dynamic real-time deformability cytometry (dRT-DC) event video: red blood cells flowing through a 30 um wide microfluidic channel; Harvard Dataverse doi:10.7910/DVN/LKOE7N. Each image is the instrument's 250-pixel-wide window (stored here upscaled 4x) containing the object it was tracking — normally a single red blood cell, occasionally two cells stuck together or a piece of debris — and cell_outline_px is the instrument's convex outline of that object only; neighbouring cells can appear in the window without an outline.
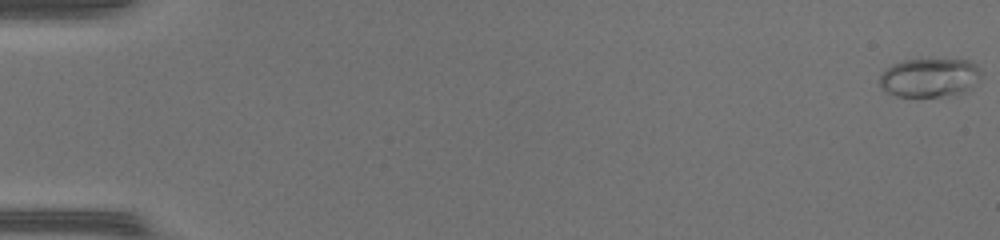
{"species": "common noctule bat (a hibernating species)", "species_latin": "Nyctalus noctula", "temperature_condition": "warm", "stored_images_in_passage": 43, "camera_frame_rate_fps": 3000, "um_per_image_px": 0.085, "animal": {"sex": "female", "body_mass_g": 17.0, "forearm_length_mm": 48.0}, "frame": {"image": 1, "passage_image": 1, "time_ms": 0.0, "image_size_px": [1000, 240], "cell_outline_px": [[980, 80], [972, 88], [964, 92], [940, 96], [896, 96], [884, 92], [880, 84], [880, 72], [884, 68], [892, 64], [904, 60], [968, 60], [976, 64], [980, 68]], "centroid_in_image_um": [79.0, 6.6], "position_along_channel_um": 6.0, "area_um2": 23.12}}
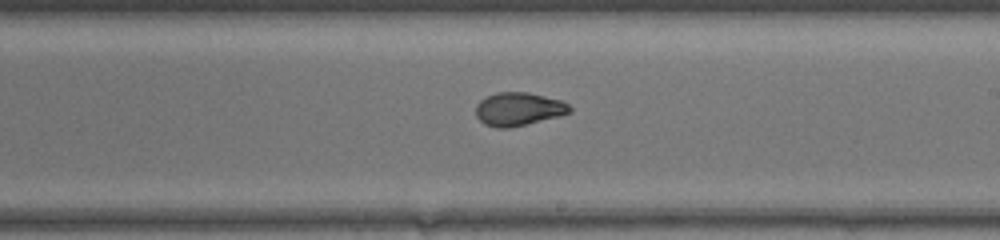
{"frame": {"image": 2, "passage_image": 30, "time_ms": 9.667, "image_size_px": [1000, 240], "cell_outline_px": [[572, 112], [560, 116], [508, 128], [496, 128], [484, 124], [476, 116], [476, 104], [480, 100], [496, 92], [528, 92], [560, 100], [568, 104], [572, 108]], "centroid_in_image_um": [44.07, 9.27], "position_along_channel_um": 244.9, "area_um2": 18.21}}
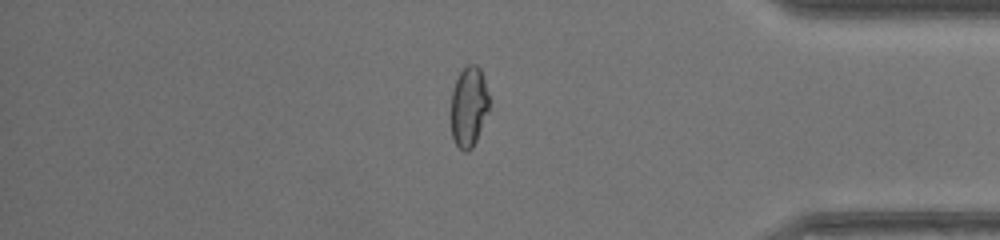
{"frame": {"image": 3, "passage_image": 42, "time_ms": 13.667, "image_size_px": [1000, 240], "cell_outline_px": [[488, 112], [476, 140], [472, 148], [468, 152], [464, 152], [456, 144], [452, 136], [452, 92], [456, 80], [460, 72], [468, 64], [476, 64], [480, 68], [484, 80], [488, 96]], "centroid_in_image_um": [39.85, 9.07], "position_along_channel_um": 395.4, "area_um2": 17.51}, "authors_computed_cell_mechanics": {"area_um2": 18.6694, "velocity_mm_per_s": 4.3733, "shape_relaxation_time_tau1_ms": 10.3643, "shape_relaxation_time_tau2_ms": 1.005, "deformation_change_tau1": 0.3209, "deformation_change_tau2": 0.0536}}